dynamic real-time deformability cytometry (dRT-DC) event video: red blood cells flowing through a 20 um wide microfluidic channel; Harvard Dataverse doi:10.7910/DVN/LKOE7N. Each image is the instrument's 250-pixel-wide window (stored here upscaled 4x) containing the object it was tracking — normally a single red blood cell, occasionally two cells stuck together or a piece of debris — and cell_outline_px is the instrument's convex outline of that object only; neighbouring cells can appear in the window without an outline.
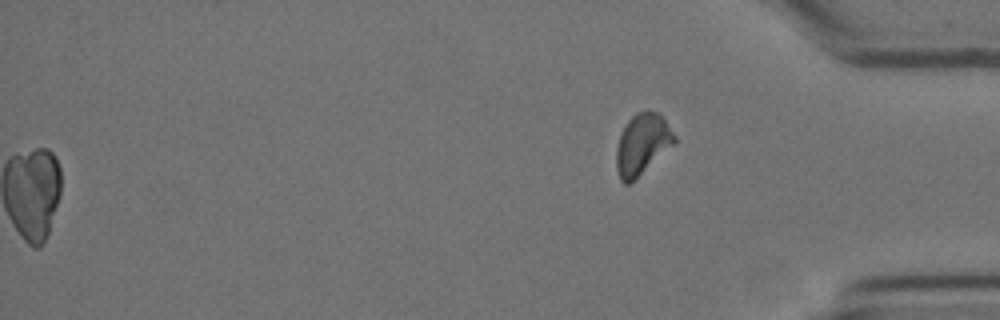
{"species": "Egyptian fruit bat (a non-hibernating species)", "species_latin": "Rousettus aegyptiacus", "temperature_condition": "cold", "stored_images_in_passage": 58, "segment_of_instrument_passage": [2, 2], "camera_frame_rate_fps": 3000, "um_per_image_px": 0.085, "animal": {"sex": "female"}, "frame": {"image": 1, "passage_image": 58, "time_ms": 19.0, "image_size_px": [1000, 320], "cell_outline_px": [[676, 140], [672, 144], [628, 184], [624, 184], [620, 180], [616, 168], [616, 148], [620, 136], [628, 120], [636, 112], [656, 112], [664, 120], [676, 136]], "centroid_in_image_um": [54.54, 12.25], "position_along_channel_um": 380.7, "area_um2": 19.65}}